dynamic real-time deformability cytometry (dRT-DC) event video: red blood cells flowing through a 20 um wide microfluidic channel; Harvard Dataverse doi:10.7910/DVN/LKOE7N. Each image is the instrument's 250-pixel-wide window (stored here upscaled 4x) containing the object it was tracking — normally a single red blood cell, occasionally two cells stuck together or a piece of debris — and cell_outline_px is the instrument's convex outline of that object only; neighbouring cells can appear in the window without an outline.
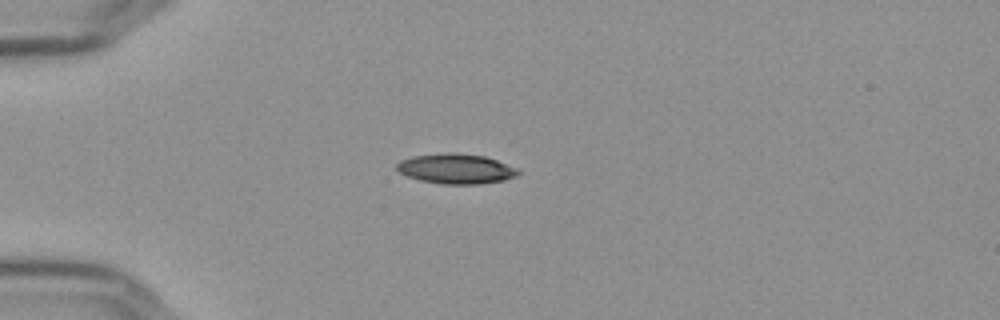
{"species": "Egyptian fruit bat (a non-hibernating species)", "species_latin": "Rousettus aegyptiacus", "temperature_condition": "cold", "stored_images_in_passage": 42, "camera_frame_rate_fps": 3000, "um_per_image_px": 0.085, "frame": {"image": 1, "passage_image": 1, "time_ms": 0.0, "image_size_px": [1000, 320], "cell_outline_px": [[520, 172], [516, 176], [504, 180], [480, 184], [440, 184], [420, 180], [408, 176], [400, 172], [396, 168], [396, 164], [400, 160], [412, 156], [444, 152], [452, 152], [484, 156], [496, 160], [516, 168]], "centroid_in_image_um": [38.73, 14.34], "position_along_channel_um": 46.3, "area_um2": 21.21}}
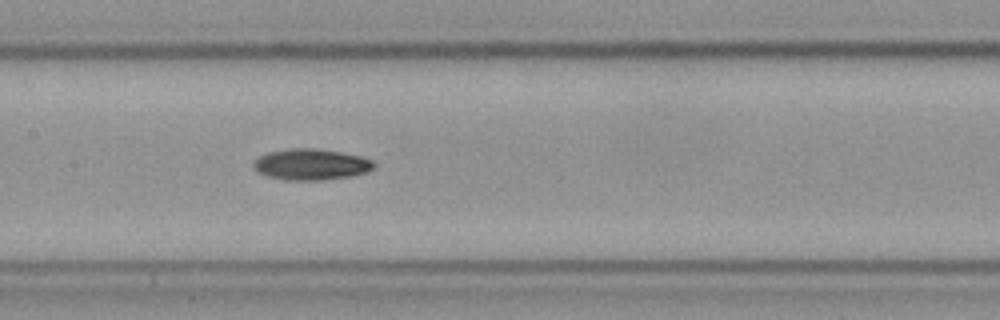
{"frame": {"image": 2, "passage_image": 14, "time_ms": 4.333, "image_size_px": [1000, 320], "cell_outline_px": [[376, 164], [368, 172], [352, 176], [320, 180], [284, 180], [268, 176], [260, 172], [252, 164], [260, 156], [268, 152], [292, 148], [316, 148], [340, 152], [360, 156], [372, 160]], "centroid_in_image_um": [26.47, 13.97], "position_along_channel_um": 180.9, "area_um2": 21.68}}
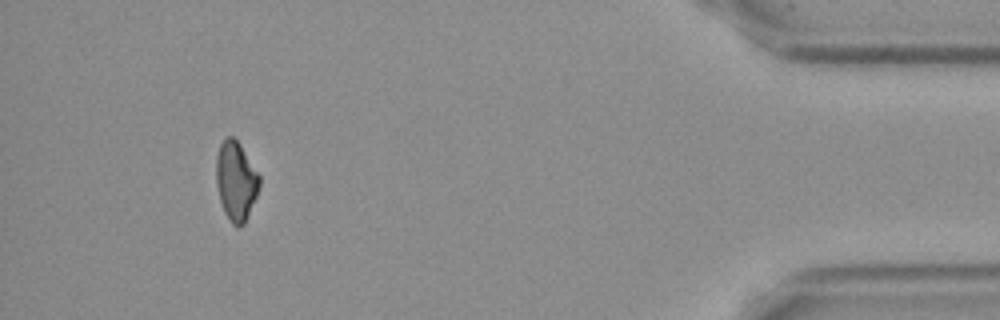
{"frame": {"image": 3, "passage_image": 38, "time_ms": 12.333, "image_size_px": [1000, 320], "cell_outline_px": [[260, 184], [256, 196], [248, 216], [244, 224], [240, 228], [232, 224], [224, 212], [220, 200], [216, 184], [216, 156], [220, 144], [228, 136], [232, 136], [240, 144], [260, 176]], "centroid_in_image_um": [20.05, 15.4], "position_along_channel_um": 415.2, "area_um2": 19.88}, "authors_computed_cell_mechanics": {"area_um2": 20.808, "velocity_mm_per_s": 3.6605, "shape_relaxation_time_tau1_ms": 5.071, "shape_relaxation_time_tau2_ms": null, "deformation_change_tau1": 0.1186, "deformation_change_tau2": null}}